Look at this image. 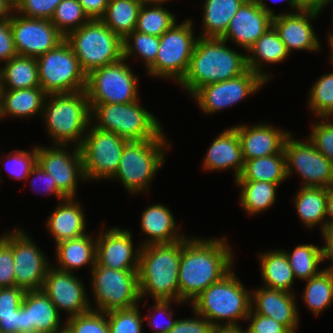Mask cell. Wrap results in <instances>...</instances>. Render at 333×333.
<instances>
[{
  "label": "cell",
  "mask_w": 333,
  "mask_h": 333,
  "mask_svg": "<svg viewBox=\"0 0 333 333\" xmlns=\"http://www.w3.org/2000/svg\"><path fill=\"white\" fill-rule=\"evenodd\" d=\"M14 6L8 0H0V19H7L12 16Z\"/></svg>",
  "instance_id": "03108f58"
},
{
  "label": "cell",
  "mask_w": 333,
  "mask_h": 333,
  "mask_svg": "<svg viewBox=\"0 0 333 333\" xmlns=\"http://www.w3.org/2000/svg\"><path fill=\"white\" fill-rule=\"evenodd\" d=\"M307 7L315 9V0H301Z\"/></svg>",
  "instance_id": "2644e50d"
},
{
  "label": "cell",
  "mask_w": 333,
  "mask_h": 333,
  "mask_svg": "<svg viewBox=\"0 0 333 333\" xmlns=\"http://www.w3.org/2000/svg\"><path fill=\"white\" fill-rule=\"evenodd\" d=\"M183 240L142 246L138 279L141 300L179 301V269Z\"/></svg>",
  "instance_id": "3957f363"
},
{
  "label": "cell",
  "mask_w": 333,
  "mask_h": 333,
  "mask_svg": "<svg viewBox=\"0 0 333 333\" xmlns=\"http://www.w3.org/2000/svg\"><path fill=\"white\" fill-rule=\"evenodd\" d=\"M272 19L254 0H246L232 17L221 38L248 52L258 38L272 27Z\"/></svg>",
  "instance_id": "7402d4cb"
},
{
  "label": "cell",
  "mask_w": 333,
  "mask_h": 333,
  "mask_svg": "<svg viewBox=\"0 0 333 333\" xmlns=\"http://www.w3.org/2000/svg\"><path fill=\"white\" fill-rule=\"evenodd\" d=\"M287 180L284 149L271 156L245 160L241 175L235 181H266L281 185Z\"/></svg>",
  "instance_id": "d590c367"
},
{
  "label": "cell",
  "mask_w": 333,
  "mask_h": 333,
  "mask_svg": "<svg viewBox=\"0 0 333 333\" xmlns=\"http://www.w3.org/2000/svg\"><path fill=\"white\" fill-rule=\"evenodd\" d=\"M330 0H315V10H320Z\"/></svg>",
  "instance_id": "89a4df30"
},
{
  "label": "cell",
  "mask_w": 333,
  "mask_h": 333,
  "mask_svg": "<svg viewBox=\"0 0 333 333\" xmlns=\"http://www.w3.org/2000/svg\"><path fill=\"white\" fill-rule=\"evenodd\" d=\"M12 230L11 248L15 264V286L25 291L42 290L45 276L52 264L45 252H42L24 229L15 227Z\"/></svg>",
  "instance_id": "e0dca14e"
},
{
  "label": "cell",
  "mask_w": 333,
  "mask_h": 333,
  "mask_svg": "<svg viewBox=\"0 0 333 333\" xmlns=\"http://www.w3.org/2000/svg\"><path fill=\"white\" fill-rule=\"evenodd\" d=\"M14 265L10 230L0 243V288L15 287Z\"/></svg>",
  "instance_id": "816d5d0a"
},
{
  "label": "cell",
  "mask_w": 333,
  "mask_h": 333,
  "mask_svg": "<svg viewBox=\"0 0 333 333\" xmlns=\"http://www.w3.org/2000/svg\"><path fill=\"white\" fill-rule=\"evenodd\" d=\"M142 5L139 0H109L100 20L124 40L135 30Z\"/></svg>",
  "instance_id": "74e56055"
},
{
  "label": "cell",
  "mask_w": 333,
  "mask_h": 333,
  "mask_svg": "<svg viewBox=\"0 0 333 333\" xmlns=\"http://www.w3.org/2000/svg\"><path fill=\"white\" fill-rule=\"evenodd\" d=\"M320 15L319 10L306 9L289 14H278L272 19V26L279 34L289 54L295 51L319 52L320 38L313 28L314 22Z\"/></svg>",
  "instance_id": "44dd1931"
},
{
  "label": "cell",
  "mask_w": 333,
  "mask_h": 333,
  "mask_svg": "<svg viewBox=\"0 0 333 333\" xmlns=\"http://www.w3.org/2000/svg\"><path fill=\"white\" fill-rule=\"evenodd\" d=\"M109 333H143L144 317L139 303L128 309H116L106 312Z\"/></svg>",
  "instance_id": "f6af8a7d"
},
{
  "label": "cell",
  "mask_w": 333,
  "mask_h": 333,
  "mask_svg": "<svg viewBox=\"0 0 333 333\" xmlns=\"http://www.w3.org/2000/svg\"><path fill=\"white\" fill-rule=\"evenodd\" d=\"M190 305L193 311L205 317L213 326L238 324L240 320L246 322L251 311V290L245 287L232 268Z\"/></svg>",
  "instance_id": "5b68a950"
},
{
  "label": "cell",
  "mask_w": 333,
  "mask_h": 333,
  "mask_svg": "<svg viewBox=\"0 0 333 333\" xmlns=\"http://www.w3.org/2000/svg\"><path fill=\"white\" fill-rule=\"evenodd\" d=\"M212 333H248V329H243L242 324H230L214 326Z\"/></svg>",
  "instance_id": "be15d7a7"
},
{
  "label": "cell",
  "mask_w": 333,
  "mask_h": 333,
  "mask_svg": "<svg viewBox=\"0 0 333 333\" xmlns=\"http://www.w3.org/2000/svg\"><path fill=\"white\" fill-rule=\"evenodd\" d=\"M90 20L78 0H62L50 21L66 37Z\"/></svg>",
  "instance_id": "ee69618b"
},
{
  "label": "cell",
  "mask_w": 333,
  "mask_h": 333,
  "mask_svg": "<svg viewBox=\"0 0 333 333\" xmlns=\"http://www.w3.org/2000/svg\"><path fill=\"white\" fill-rule=\"evenodd\" d=\"M0 66V90L40 87L37 59L17 55Z\"/></svg>",
  "instance_id": "836d02e7"
},
{
  "label": "cell",
  "mask_w": 333,
  "mask_h": 333,
  "mask_svg": "<svg viewBox=\"0 0 333 333\" xmlns=\"http://www.w3.org/2000/svg\"><path fill=\"white\" fill-rule=\"evenodd\" d=\"M296 295L262 286L251 291V310L268 316L284 325L291 333H298L300 313Z\"/></svg>",
  "instance_id": "603a6c76"
},
{
  "label": "cell",
  "mask_w": 333,
  "mask_h": 333,
  "mask_svg": "<svg viewBox=\"0 0 333 333\" xmlns=\"http://www.w3.org/2000/svg\"><path fill=\"white\" fill-rule=\"evenodd\" d=\"M64 333H109L105 312L90 310L86 313L65 318Z\"/></svg>",
  "instance_id": "bcb514c9"
},
{
  "label": "cell",
  "mask_w": 333,
  "mask_h": 333,
  "mask_svg": "<svg viewBox=\"0 0 333 333\" xmlns=\"http://www.w3.org/2000/svg\"><path fill=\"white\" fill-rule=\"evenodd\" d=\"M192 18L176 21L160 37L155 62L146 70L150 77L172 80L179 84L187 73L199 36H195Z\"/></svg>",
  "instance_id": "9c48e42d"
},
{
  "label": "cell",
  "mask_w": 333,
  "mask_h": 333,
  "mask_svg": "<svg viewBox=\"0 0 333 333\" xmlns=\"http://www.w3.org/2000/svg\"><path fill=\"white\" fill-rule=\"evenodd\" d=\"M309 91L308 110L318 118L333 117V72L316 79Z\"/></svg>",
  "instance_id": "b9f144b4"
},
{
  "label": "cell",
  "mask_w": 333,
  "mask_h": 333,
  "mask_svg": "<svg viewBox=\"0 0 333 333\" xmlns=\"http://www.w3.org/2000/svg\"><path fill=\"white\" fill-rule=\"evenodd\" d=\"M47 93L41 87L0 90V118H32L42 115Z\"/></svg>",
  "instance_id": "4dcf8cb0"
},
{
  "label": "cell",
  "mask_w": 333,
  "mask_h": 333,
  "mask_svg": "<svg viewBox=\"0 0 333 333\" xmlns=\"http://www.w3.org/2000/svg\"><path fill=\"white\" fill-rule=\"evenodd\" d=\"M234 255L225 236H187L181 250L179 301L191 304L211 284L225 276L235 265Z\"/></svg>",
  "instance_id": "6da1fadb"
},
{
  "label": "cell",
  "mask_w": 333,
  "mask_h": 333,
  "mask_svg": "<svg viewBox=\"0 0 333 333\" xmlns=\"http://www.w3.org/2000/svg\"><path fill=\"white\" fill-rule=\"evenodd\" d=\"M56 206L45 221L46 230L54 238V243L87 234L85 210L76 198H65Z\"/></svg>",
  "instance_id": "4316f807"
},
{
  "label": "cell",
  "mask_w": 333,
  "mask_h": 333,
  "mask_svg": "<svg viewBox=\"0 0 333 333\" xmlns=\"http://www.w3.org/2000/svg\"><path fill=\"white\" fill-rule=\"evenodd\" d=\"M25 292L17 286L0 288V316L12 315L21 306Z\"/></svg>",
  "instance_id": "9f6ffc18"
},
{
  "label": "cell",
  "mask_w": 333,
  "mask_h": 333,
  "mask_svg": "<svg viewBox=\"0 0 333 333\" xmlns=\"http://www.w3.org/2000/svg\"><path fill=\"white\" fill-rule=\"evenodd\" d=\"M262 286L295 294V276L283 250H272L258 255Z\"/></svg>",
  "instance_id": "d6a6232c"
},
{
  "label": "cell",
  "mask_w": 333,
  "mask_h": 333,
  "mask_svg": "<svg viewBox=\"0 0 333 333\" xmlns=\"http://www.w3.org/2000/svg\"><path fill=\"white\" fill-rule=\"evenodd\" d=\"M95 127L132 140L167 139L160 120L143 107L140 99L126 104H89ZM95 120V122H94Z\"/></svg>",
  "instance_id": "52a82bcc"
},
{
  "label": "cell",
  "mask_w": 333,
  "mask_h": 333,
  "mask_svg": "<svg viewBox=\"0 0 333 333\" xmlns=\"http://www.w3.org/2000/svg\"><path fill=\"white\" fill-rule=\"evenodd\" d=\"M227 44L222 38L197 39L187 73L178 84L188 95L202 86L235 78L248 69L246 54Z\"/></svg>",
  "instance_id": "7a4b0ae2"
},
{
  "label": "cell",
  "mask_w": 333,
  "mask_h": 333,
  "mask_svg": "<svg viewBox=\"0 0 333 333\" xmlns=\"http://www.w3.org/2000/svg\"><path fill=\"white\" fill-rule=\"evenodd\" d=\"M31 149V151L16 149L6 153L5 161L0 164L5 167L9 177L16 180H27L31 169L37 163V145Z\"/></svg>",
  "instance_id": "7dc6e473"
},
{
  "label": "cell",
  "mask_w": 333,
  "mask_h": 333,
  "mask_svg": "<svg viewBox=\"0 0 333 333\" xmlns=\"http://www.w3.org/2000/svg\"><path fill=\"white\" fill-rule=\"evenodd\" d=\"M1 171H2V169H0V173H1ZM1 177H2V176H1V174H0V183L2 182V181H1Z\"/></svg>",
  "instance_id": "2a66077c"
},
{
  "label": "cell",
  "mask_w": 333,
  "mask_h": 333,
  "mask_svg": "<svg viewBox=\"0 0 333 333\" xmlns=\"http://www.w3.org/2000/svg\"><path fill=\"white\" fill-rule=\"evenodd\" d=\"M40 87L47 94L74 93L86 88V74L64 40L37 58Z\"/></svg>",
  "instance_id": "7c38bea8"
},
{
  "label": "cell",
  "mask_w": 333,
  "mask_h": 333,
  "mask_svg": "<svg viewBox=\"0 0 333 333\" xmlns=\"http://www.w3.org/2000/svg\"><path fill=\"white\" fill-rule=\"evenodd\" d=\"M256 3H257V5L259 6V7H261L263 10H265L268 14H270L272 17H274V16H276V15H278V14H289V13H294V12H298V11H302V10H304V9H306L307 8V6L301 1V0H271L272 2H274V3H277V2H287L288 4V6L290 7L289 9H291L290 11H286V12H284V11H282V13L281 12H279V13H275L274 12V10L272 9V8H270L266 3H265V1L264 0H254ZM292 10H294V11H292ZM292 11V12H291Z\"/></svg>",
  "instance_id": "6125c7cd"
},
{
  "label": "cell",
  "mask_w": 333,
  "mask_h": 333,
  "mask_svg": "<svg viewBox=\"0 0 333 333\" xmlns=\"http://www.w3.org/2000/svg\"><path fill=\"white\" fill-rule=\"evenodd\" d=\"M127 141L91 123L79 146L86 181H109L116 174Z\"/></svg>",
  "instance_id": "4fadbf2b"
},
{
  "label": "cell",
  "mask_w": 333,
  "mask_h": 333,
  "mask_svg": "<svg viewBox=\"0 0 333 333\" xmlns=\"http://www.w3.org/2000/svg\"><path fill=\"white\" fill-rule=\"evenodd\" d=\"M294 208H296L299 221L306 229L321 226L320 232L326 229L328 188L300 187L295 193Z\"/></svg>",
  "instance_id": "1f68e13d"
},
{
  "label": "cell",
  "mask_w": 333,
  "mask_h": 333,
  "mask_svg": "<svg viewBox=\"0 0 333 333\" xmlns=\"http://www.w3.org/2000/svg\"><path fill=\"white\" fill-rule=\"evenodd\" d=\"M240 188L239 204L249 215L260 214L274 206L279 184L266 181H234Z\"/></svg>",
  "instance_id": "8d00e7d4"
},
{
  "label": "cell",
  "mask_w": 333,
  "mask_h": 333,
  "mask_svg": "<svg viewBox=\"0 0 333 333\" xmlns=\"http://www.w3.org/2000/svg\"><path fill=\"white\" fill-rule=\"evenodd\" d=\"M153 301L154 304L151 307L153 311L152 313L149 312V314L146 315V317H144V320H147V324L152 329L155 330L153 333H169L177 321L176 318L173 319L174 311L170 307L172 306L173 303H175L176 305L179 304L180 306V304H183L184 302L174 301V300H153ZM160 315L165 316L163 318L166 319L168 322L161 320L159 317Z\"/></svg>",
  "instance_id": "681fc988"
},
{
  "label": "cell",
  "mask_w": 333,
  "mask_h": 333,
  "mask_svg": "<svg viewBox=\"0 0 333 333\" xmlns=\"http://www.w3.org/2000/svg\"><path fill=\"white\" fill-rule=\"evenodd\" d=\"M8 231H4V233L1 235L0 234V243L6 238Z\"/></svg>",
  "instance_id": "753ad0ef"
},
{
  "label": "cell",
  "mask_w": 333,
  "mask_h": 333,
  "mask_svg": "<svg viewBox=\"0 0 333 333\" xmlns=\"http://www.w3.org/2000/svg\"><path fill=\"white\" fill-rule=\"evenodd\" d=\"M26 332L25 306L14 310L12 315L0 316V333Z\"/></svg>",
  "instance_id": "680465c9"
},
{
  "label": "cell",
  "mask_w": 333,
  "mask_h": 333,
  "mask_svg": "<svg viewBox=\"0 0 333 333\" xmlns=\"http://www.w3.org/2000/svg\"><path fill=\"white\" fill-rule=\"evenodd\" d=\"M293 136L291 132L284 144L287 179L295 171L302 179L301 187H332L333 164L308 138L300 141Z\"/></svg>",
  "instance_id": "5bb4252c"
},
{
  "label": "cell",
  "mask_w": 333,
  "mask_h": 333,
  "mask_svg": "<svg viewBox=\"0 0 333 333\" xmlns=\"http://www.w3.org/2000/svg\"><path fill=\"white\" fill-rule=\"evenodd\" d=\"M324 245L322 248V263L325 261L332 262L328 267L326 266L323 270H326L333 274V229H325L322 233Z\"/></svg>",
  "instance_id": "94428289"
},
{
  "label": "cell",
  "mask_w": 333,
  "mask_h": 333,
  "mask_svg": "<svg viewBox=\"0 0 333 333\" xmlns=\"http://www.w3.org/2000/svg\"><path fill=\"white\" fill-rule=\"evenodd\" d=\"M61 1L62 0H16L14 12L23 17L51 20L56 6Z\"/></svg>",
  "instance_id": "f907efd6"
},
{
  "label": "cell",
  "mask_w": 333,
  "mask_h": 333,
  "mask_svg": "<svg viewBox=\"0 0 333 333\" xmlns=\"http://www.w3.org/2000/svg\"><path fill=\"white\" fill-rule=\"evenodd\" d=\"M86 285L75 273L62 271L51 265L42 287L58 312L64 311L66 318L91 310L92 303L85 289Z\"/></svg>",
  "instance_id": "d6986e66"
},
{
  "label": "cell",
  "mask_w": 333,
  "mask_h": 333,
  "mask_svg": "<svg viewBox=\"0 0 333 333\" xmlns=\"http://www.w3.org/2000/svg\"><path fill=\"white\" fill-rule=\"evenodd\" d=\"M53 145L82 144L91 124V107L85 90L47 94L40 117Z\"/></svg>",
  "instance_id": "277c9868"
},
{
  "label": "cell",
  "mask_w": 333,
  "mask_h": 333,
  "mask_svg": "<svg viewBox=\"0 0 333 333\" xmlns=\"http://www.w3.org/2000/svg\"><path fill=\"white\" fill-rule=\"evenodd\" d=\"M177 20L163 4H143L139 10L135 31L160 37Z\"/></svg>",
  "instance_id": "60d3db41"
},
{
  "label": "cell",
  "mask_w": 333,
  "mask_h": 333,
  "mask_svg": "<svg viewBox=\"0 0 333 333\" xmlns=\"http://www.w3.org/2000/svg\"><path fill=\"white\" fill-rule=\"evenodd\" d=\"M22 304L25 306L26 332L64 333L61 313L43 290L26 291Z\"/></svg>",
  "instance_id": "83f0119b"
},
{
  "label": "cell",
  "mask_w": 333,
  "mask_h": 333,
  "mask_svg": "<svg viewBox=\"0 0 333 333\" xmlns=\"http://www.w3.org/2000/svg\"><path fill=\"white\" fill-rule=\"evenodd\" d=\"M142 4H166L168 1L171 0H139Z\"/></svg>",
  "instance_id": "a7ac6f4b"
},
{
  "label": "cell",
  "mask_w": 333,
  "mask_h": 333,
  "mask_svg": "<svg viewBox=\"0 0 333 333\" xmlns=\"http://www.w3.org/2000/svg\"><path fill=\"white\" fill-rule=\"evenodd\" d=\"M52 146L37 145V164L51 174L57 189L66 198H76L79 181H86L80 149L70 146V150L69 145Z\"/></svg>",
  "instance_id": "2e32d148"
},
{
  "label": "cell",
  "mask_w": 333,
  "mask_h": 333,
  "mask_svg": "<svg viewBox=\"0 0 333 333\" xmlns=\"http://www.w3.org/2000/svg\"><path fill=\"white\" fill-rule=\"evenodd\" d=\"M192 313L194 318H178L169 333H212L214 326L195 311Z\"/></svg>",
  "instance_id": "db71d44e"
},
{
  "label": "cell",
  "mask_w": 333,
  "mask_h": 333,
  "mask_svg": "<svg viewBox=\"0 0 333 333\" xmlns=\"http://www.w3.org/2000/svg\"><path fill=\"white\" fill-rule=\"evenodd\" d=\"M246 0H205L202 7V30L199 37L221 38L232 17Z\"/></svg>",
  "instance_id": "e575fe53"
},
{
  "label": "cell",
  "mask_w": 333,
  "mask_h": 333,
  "mask_svg": "<svg viewBox=\"0 0 333 333\" xmlns=\"http://www.w3.org/2000/svg\"><path fill=\"white\" fill-rule=\"evenodd\" d=\"M160 40L158 36L143 34L138 31L131 32L124 40V58L142 59L147 70L154 62L159 50Z\"/></svg>",
  "instance_id": "7bdbcfd3"
},
{
  "label": "cell",
  "mask_w": 333,
  "mask_h": 333,
  "mask_svg": "<svg viewBox=\"0 0 333 333\" xmlns=\"http://www.w3.org/2000/svg\"><path fill=\"white\" fill-rule=\"evenodd\" d=\"M232 127L239 136L244 161L280 153L284 149L287 136L291 133L266 122L252 126L239 123Z\"/></svg>",
  "instance_id": "cb8c5ba5"
},
{
  "label": "cell",
  "mask_w": 333,
  "mask_h": 333,
  "mask_svg": "<svg viewBox=\"0 0 333 333\" xmlns=\"http://www.w3.org/2000/svg\"><path fill=\"white\" fill-rule=\"evenodd\" d=\"M20 333H47V332L35 330L33 332H20Z\"/></svg>",
  "instance_id": "34e18365"
},
{
  "label": "cell",
  "mask_w": 333,
  "mask_h": 333,
  "mask_svg": "<svg viewBox=\"0 0 333 333\" xmlns=\"http://www.w3.org/2000/svg\"><path fill=\"white\" fill-rule=\"evenodd\" d=\"M318 119L311 124L308 139L333 164V117Z\"/></svg>",
  "instance_id": "c3c4849f"
},
{
  "label": "cell",
  "mask_w": 333,
  "mask_h": 333,
  "mask_svg": "<svg viewBox=\"0 0 333 333\" xmlns=\"http://www.w3.org/2000/svg\"><path fill=\"white\" fill-rule=\"evenodd\" d=\"M266 83L265 79L248 68L235 78L198 88L191 97L202 113L212 115L254 95Z\"/></svg>",
  "instance_id": "9a60e30c"
},
{
  "label": "cell",
  "mask_w": 333,
  "mask_h": 333,
  "mask_svg": "<svg viewBox=\"0 0 333 333\" xmlns=\"http://www.w3.org/2000/svg\"><path fill=\"white\" fill-rule=\"evenodd\" d=\"M248 333H291L284 325L271 317L254 313L252 310L246 318Z\"/></svg>",
  "instance_id": "f5cc1de1"
},
{
  "label": "cell",
  "mask_w": 333,
  "mask_h": 333,
  "mask_svg": "<svg viewBox=\"0 0 333 333\" xmlns=\"http://www.w3.org/2000/svg\"><path fill=\"white\" fill-rule=\"evenodd\" d=\"M140 217L141 233L149 237L145 241L142 240L141 246L173 243L187 237L185 231H179L181 225L177 227L178 223L172 211L163 203H155L144 208Z\"/></svg>",
  "instance_id": "484cf974"
},
{
  "label": "cell",
  "mask_w": 333,
  "mask_h": 333,
  "mask_svg": "<svg viewBox=\"0 0 333 333\" xmlns=\"http://www.w3.org/2000/svg\"><path fill=\"white\" fill-rule=\"evenodd\" d=\"M208 148L201 163L204 171L216 172L232 169L234 180L241 175L245 161L239 136L233 127L218 134Z\"/></svg>",
  "instance_id": "d4e9b609"
},
{
  "label": "cell",
  "mask_w": 333,
  "mask_h": 333,
  "mask_svg": "<svg viewBox=\"0 0 333 333\" xmlns=\"http://www.w3.org/2000/svg\"><path fill=\"white\" fill-rule=\"evenodd\" d=\"M333 3V0H330L329 2H327L320 10H319V12H320V14H322V12H323V10L327 7V6H329L330 4H332ZM325 7V8H324ZM333 18V17H332ZM333 22V21H332ZM333 24V23H332ZM333 30H331L330 32H328V37H327V39L328 40H326L327 42H328V44L331 42V41H333V32H332Z\"/></svg>",
  "instance_id": "003e7915"
},
{
  "label": "cell",
  "mask_w": 333,
  "mask_h": 333,
  "mask_svg": "<svg viewBox=\"0 0 333 333\" xmlns=\"http://www.w3.org/2000/svg\"><path fill=\"white\" fill-rule=\"evenodd\" d=\"M125 58L102 66L86 76L85 91L89 104H126L140 99L139 76L132 72Z\"/></svg>",
  "instance_id": "8fae6325"
},
{
  "label": "cell",
  "mask_w": 333,
  "mask_h": 333,
  "mask_svg": "<svg viewBox=\"0 0 333 333\" xmlns=\"http://www.w3.org/2000/svg\"><path fill=\"white\" fill-rule=\"evenodd\" d=\"M90 234L95 232L57 243L54 255L58 265L55 263L54 267L75 273L79 268L88 266L91 271L96 264V237Z\"/></svg>",
  "instance_id": "f1b7e54d"
},
{
  "label": "cell",
  "mask_w": 333,
  "mask_h": 333,
  "mask_svg": "<svg viewBox=\"0 0 333 333\" xmlns=\"http://www.w3.org/2000/svg\"><path fill=\"white\" fill-rule=\"evenodd\" d=\"M90 272L91 292L95 303L92 310L106 313L132 308L142 301L138 270H116L95 264Z\"/></svg>",
  "instance_id": "30bf717a"
},
{
  "label": "cell",
  "mask_w": 333,
  "mask_h": 333,
  "mask_svg": "<svg viewBox=\"0 0 333 333\" xmlns=\"http://www.w3.org/2000/svg\"><path fill=\"white\" fill-rule=\"evenodd\" d=\"M83 72L115 63L124 58L123 39L100 19H92L65 37Z\"/></svg>",
  "instance_id": "ba28073f"
},
{
  "label": "cell",
  "mask_w": 333,
  "mask_h": 333,
  "mask_svg": "<svg viewBox=\"0 0 333 333\" xmlns=\"http://www.w3.org/2000/svg\"><path fill=\"white\" fill-rule=\"evenodd\" d=\"M17 55L10 18L0 19V63L3 64Z\"/></svg>",
  "instance_id": "6f0895ef"
},
{
  "label": "cell",
  "mask_w": 333,
  "mask_h": 333,
  "mask_svg": "<svg viewBox=\"0 0 333 333\" xmlns=\"http://www.w3.org/2000/svg\"><path fill=\"white\" fill-rule=\"evenodd\" d=\"M33 176V177H32ZM31 178L30 184L32 185L31 189H33L35 192L37 191V182L42 181L43 183V189H38L37 191L39 194H54L59 201L65 199L66 197L57 189L56 183L51 178V174L46 173L37 163L36 165L31 169L30 174L28 175L27 179ZM41 184V185H42Z\"/></svg>",
  "instance_id": "11a10c76"
},
{
  "label": "cell",
  "mask_w": 333,
  "mask_h": 333,
  "mask_svg": "<svg viewBox=\"0 0 333 333\" xmlns=\"http://www.w3.org/2000/svg\"><path fill=\"white\" fill-rule=\"evenodd\" d=\"M327 45H329V48H330V51H329V56H330V58H329V61H330V64H332V66H333V41H331L329 44H327Z\"/></svg>",
  "instance_id": "8c879c8a"
},
{
  "label": "cell",
  "mask_w": 333,
  "mask_h": 333,
  "mask_svg": "<svg viewBox=\"0 0 333 333\" xmlns=\"http://www.w3.org/2000/svg\"><path fill=\"white\" fill-rule=\"evenodd\" d=\"M326 229H333V186L328 188Z\"/></svg>",
  "instance_id": "e7e4bbea"
},
{
  "label": "cell",
  "mask_w": 333,
  "mask_h": 333,
  "mask_svg": "<svg viewBox=\"0 0 333 333\" xmlns=\"http://www.w3.org/2000/svg\"><path fill=\"white\" fill-rule=\"evenodd\" d=\"M84 12L92 19H101L107 9L109 0H78Z\"/></svg>",
  "instance_id": "91938a15"
},
{
  "label": "cell",
  "mask_w": 333,
  "mask_h": 333,
  "mask_svg": "<svg viewBox=\"0 0 333 333\" xmlns=\"http://www.w3.org/2000/svg\"><path fill=\"white\" fill-rule=\"evenodd\" d=\"M302 301L314 316H319L330 308L333 302V274L322 270L318 275L306 280Z\"/></svg>",
  "instance_id": "f35d334b"
},
{
  "label": "cell",
  "mask_w": 333,
  "mask_h": 333,
  "mask_svg": "<svg viewBox=\"0 0 333 333\" xmlns=\"http://www.w3.org/2000/svg\"><path fill=\"white\" fill-rule=\"evenodd\" d=\"M103 227L96 234V264L116 270H138L142 246L135 248L131 230L115 226L105 231Z\"/></svg>",
  "instance_id": "ffe728a7"
},
{
  "label": "cell",
  "mask_w": 333,
  "mask_h": 333,
  "mask_svg": "<svg viewBox=\"0 0 333 333\" xmlns=\"http://www.w3.org/2000/svg\"><path fill=\"white\" fill-rule=\"evenodd\" d=\"M282 250L287 256L295 279L306 281L323 270V268H320V264H322V248L318 245L300 244L292 252L291 250Z\"/></svg>",
  "instance_id": "ab89813d"
},
{
  "label": "cell",
  "mask_w": 333,
  "mask_h": 333,
  "mask_svg": "<svg viewBox=\"0 0 333 333\" xmlns=\"http://www.w3.org/2000/svg\"><path fill=\"white\" fill-rule=\"evenodd\" d=\"M246 56L247 67L268 82L273 78V74L269 75V72H266L265 67H267V64L284 62L290 57V54L286 50L279 34L272 26L258 38L248 50Z\"/></svg>",
  "instance_id": "f546056e"
},
{
  "label": "cell",
  "mask_w": 333,
  "mask_h": 333,
  "mask_svg": "<svg viewBox=\"0 0 333 333\" xmlns=\"http://www.w3.org/2000/svg\"><path fill=\"white\" fill-rule=\"evenodd\" d=\"M171 147L169 139L127 141L116 174L110 180L121 182L131 195L148 192Z\"/></svg>",
  "instance_id": "8992f818"
},
{
  "label": "cell",
  "mask_w": 333,
  "mask_h": 333,
  "mask_svg": "<svg viewBox=\"0 0 333 333\" xmlns=\"http://www.w3.org/2000/svg\"><path fill=\"white\" fill-rule=\"evenodd\" d=\"M10 26L16 52L21 56L37 58L65 40L48 19L23 17L13 12Z\"/></svg>",
  "instance_id": "ac0fdd59"
},
{
  "label": "cell",
  "mask_w": 333,
  "mask_h": 333,
  "mask_svg": "<svg viewBox=\"0 0 333 333\" xmlns=\"http://www.w3.org/2000/svg\"><path fill=\"white\" fill-rule=\"evenodd\" d=\"M13 6L15 5L16 3V0H8Z\"/></svg>",
  "instance_id": "11e5206c"
}]
</instances>
